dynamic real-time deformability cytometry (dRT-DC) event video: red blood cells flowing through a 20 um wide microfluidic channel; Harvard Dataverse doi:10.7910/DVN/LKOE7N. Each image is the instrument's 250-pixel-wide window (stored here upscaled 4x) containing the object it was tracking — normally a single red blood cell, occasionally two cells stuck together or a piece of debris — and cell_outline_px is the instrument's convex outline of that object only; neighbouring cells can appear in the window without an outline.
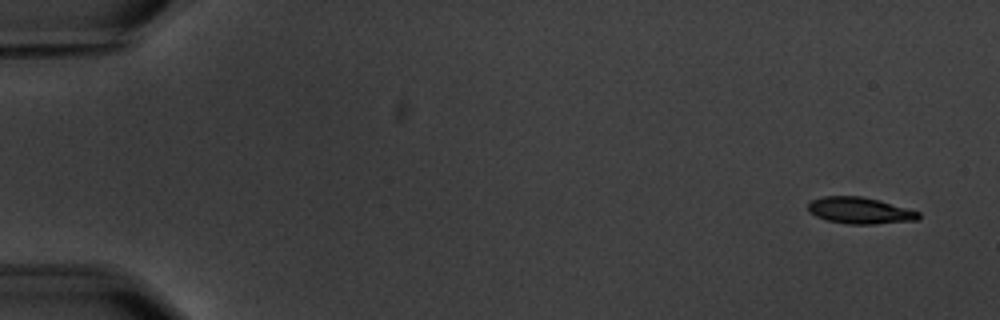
{"species": "common noctule bat (a hibernating species)", "species_latin": "Nyctalus noctula", "temperature_condition": "warm", "stored_images_in_passage": 7, "camera_frame_rate_fps": 3000, "um_per_image_px": 0.085, "animal": {"sex": "male", "body_mass_g": 20.1, "forearm_length_mm": 53.5}, "frame": {"image": 1, "passage_image": 1, "time_ms": 0.0, "image_size_px": [1000, 320], "cell_outline_px": [[920, 216], [916, 220], [876, 224], [848, 224], [828, 220], [816, 216], [808, 212], [808, 204], [812, 200], [824, 196], [860, 196], [880, 200], [908, 208], [920, 212]], "centroid_in_image_um": [73.1, 17.89], "position_along_channel_um": 11.9, "area_um2": 17.05}}
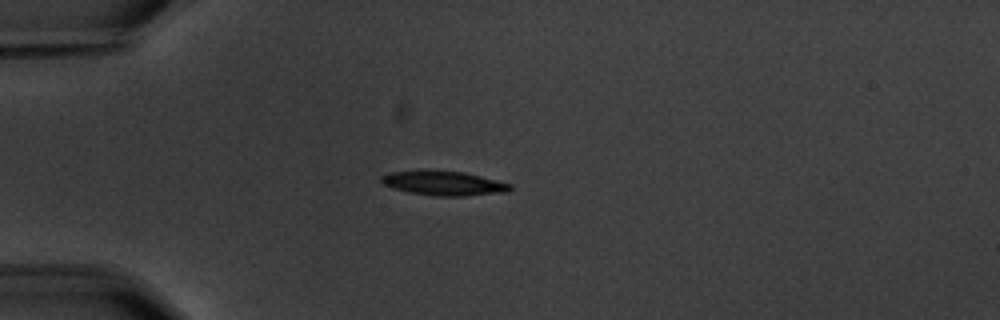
{"frame": {"image": 2, "passage_image": 4, "time_ms": 4.333, "image_size_px": [1000, 320], "cell_outline_px": [[512, 188], [508, 192], [464, 196], [436, 196], [408, 192], [392, 188], [384, 184], [380, 180], [380, 176], [392, 172], [464, 172], [512, 184]], "centroid_in_image_um": [37.76, 15.61], "position_along_channel_um": 47.2, "area_um2": 17.74}}
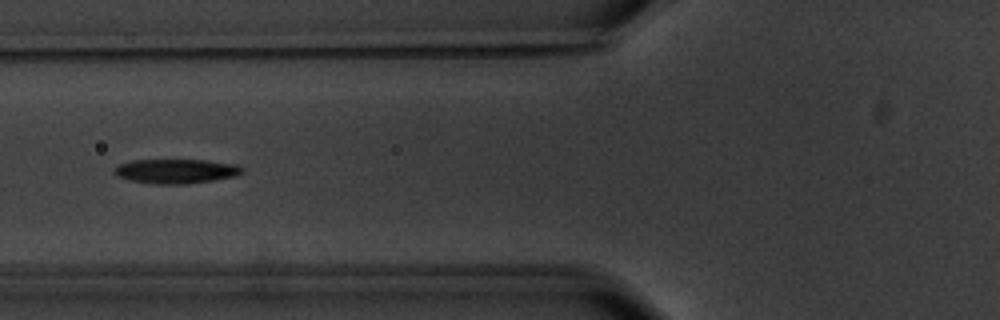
{"frame": {"image": 3, "passage_image": 6, "time_ms": 6.667, "image_size_px": [1000, 320], "cell_outline_px": [[244, 172], [236, 176], [188, 184], [152, 184], [128, 180], [116, 176], [112, 172], [120, 164], [132, 160], [204, 160], [236, 164], [244, 168]], "centroid_in_image_um": [14.96, 14.56], "position_along_channel_um": 110.8, "area_um2": 18.32}}